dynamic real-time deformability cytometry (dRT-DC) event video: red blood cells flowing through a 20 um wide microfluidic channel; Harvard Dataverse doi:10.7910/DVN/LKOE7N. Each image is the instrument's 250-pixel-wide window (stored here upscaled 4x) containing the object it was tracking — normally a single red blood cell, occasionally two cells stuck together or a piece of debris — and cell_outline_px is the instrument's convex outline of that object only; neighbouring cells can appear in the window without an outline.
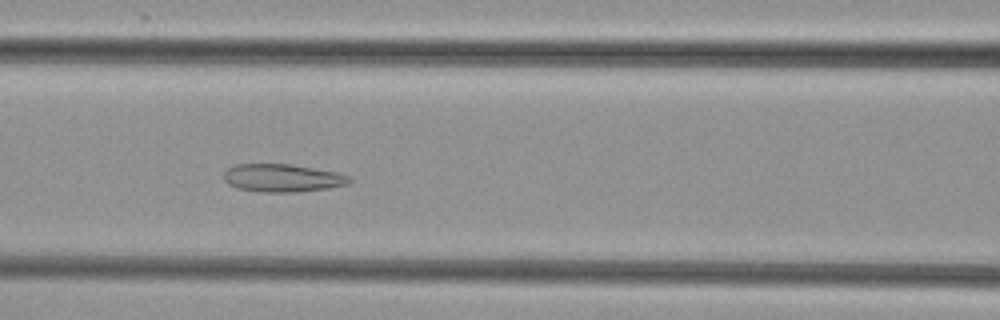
{"species": "common noctule bat (a hibernating species)", "species_latin": "Nyctalus noctula", "temperature_condition": "cold", "stored_images_in_passage": 42, "camera_frame_rate_fps": 3000, "um_per_image_px": 0.085, "animal": {"sex": "female", "body_mass_g": 29.2, "forearm_length_mm": 56.3}, "frame": {"image": 1, "passage_image": 12, "time_ms": 3.667, "image_size_px": [1000, 320], "cell_outline_px": [[352, 180], [348, 184], [328, 188], [300, 192], [260, 192], [236, 188], [228, 184], [224, 180], [224, 172], [228, 168], [236, 164], [292, 164], [340, 172], [348, 176]], "centroid_in_image_um": [24.02, 15.13], "position_along_channel_um": 142.6, "area_um2": 20.69}}
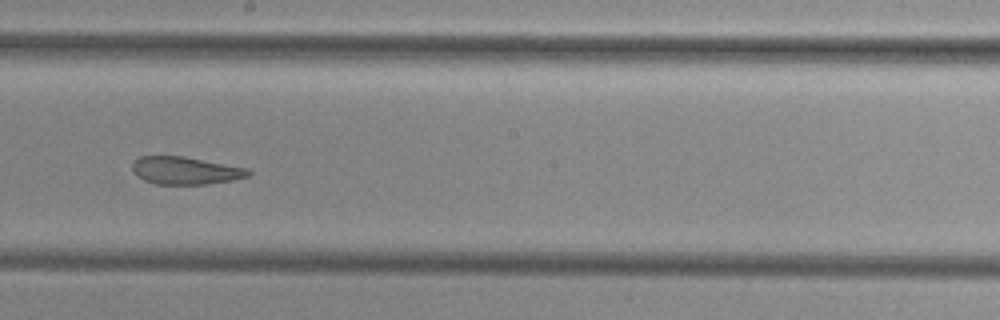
{"frame": {"image": 2, "passage_image": 19, "time_ms": 6.0, "image_size_px": [1000, 320], "cell_outline_px": [[252, 172], [248, 176], [232, 180], [208, 184], [156, 184], [144, 180], [132, 168], [132, 160], [140, 156], [184, 156], [248, 168]], "centroid_in_image_um": [15.77, 14.49], "position_along_channel_um": 232.4, "area_um2": 18.61}}
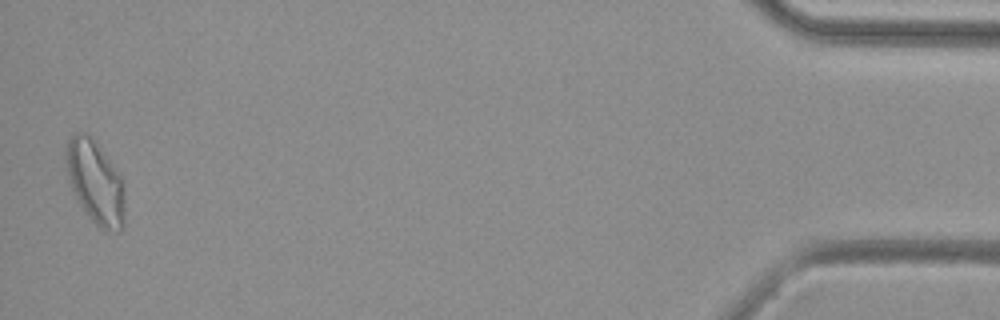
{"frame": {"image": 3, "passage_image": 41, "time_ms": 13.333, "image_size_px": [1000, 320], "cell_outline_px": [[124, 228], [120, 232], [116, 232], [100, 228], [88, 216], [72, 192], [68, 180], [64, 160], [64, 148], [68, 140], [76, 132], [88, 132], [96, 140], [120, 176], [124, 192]], "centroid_in_image_um": [8.07, 15.45], "position_along_channel_um": 427.1, "area_um2": 29.02}}